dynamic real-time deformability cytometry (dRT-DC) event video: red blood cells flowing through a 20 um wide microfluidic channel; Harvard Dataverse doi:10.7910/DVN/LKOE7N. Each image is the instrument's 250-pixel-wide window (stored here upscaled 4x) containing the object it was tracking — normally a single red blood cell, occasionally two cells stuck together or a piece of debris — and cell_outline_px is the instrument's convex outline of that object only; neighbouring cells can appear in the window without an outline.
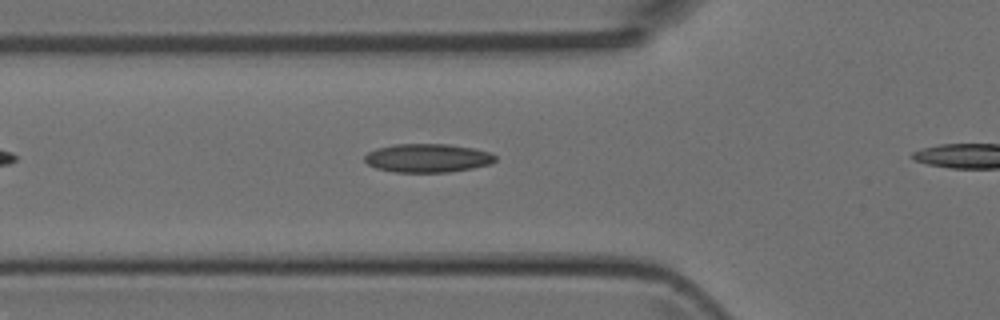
{"species": "Egyptian fruit bat (a non-hibernating species)", "species_latin": "Rousettus aegyptiacus", "temperature_condition": "room temperature", "stored_images_in_passage": 30, "camera_frame_rate_fps": 3000, "um_per_image_px": 0.085, "animal": {"sex": "female"}, "frame": {"image": 1, "passage_image": 7, "time_ms": 2.0, "image_size_px": [1000, 320], "cell_outline_px": [[496, 160], [492, 164], [472, 168], [448, 172], [396, 172], [376, 168], [368, 164], [364, 160], [364, 156], [368, 152], [376, 148], [396, 144], [448, 144], [472, 148], [488, 152], [496, 156]], "centroid_in_image_um": [36.34, 13.43], "position_along_channel_um": 89.5, "area_um2": 21.73}}
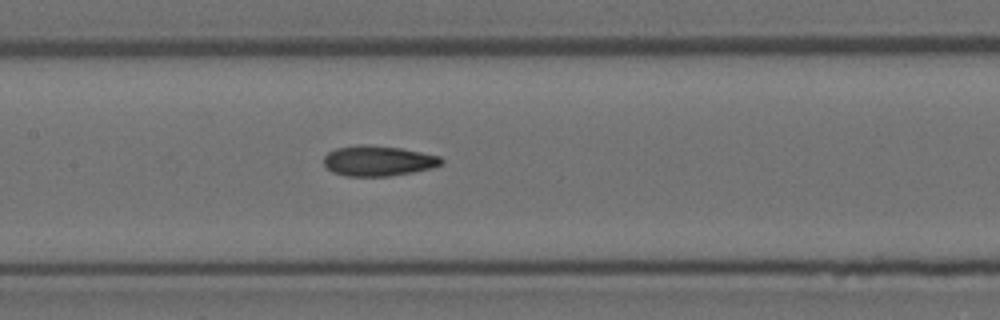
{"frame": {"image": 2, "passage_image": 13, "time_ms": 4.0, "image_size_px": [1000, 320], "cell_outline_px": [[444, 160], [440, 164], [432, 168], [412, 172], [388, 176], [344, 176], [332, 172], [324, 164], [324, 156], [328, 152], [336, 148], [360, 144], [368, 144], [400, 148], [440, 156]], "centroid_in_image_um": [32.12, 13.67], "position_along_channel_um": 175.3, "area_um2": 20.75}}
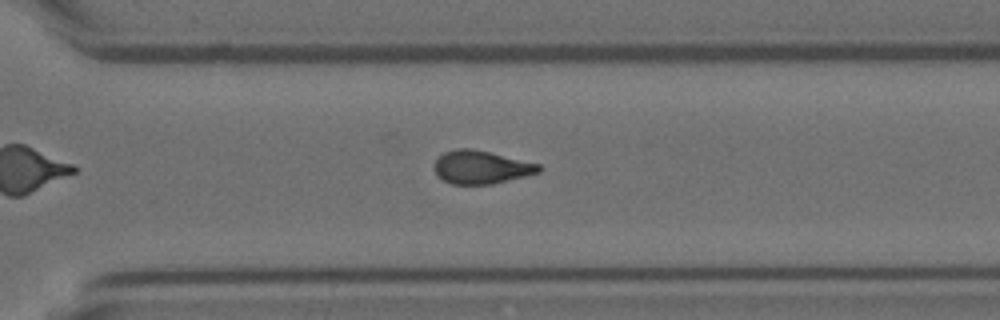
{"frame": {"image": 3, "passage_image": 24, "time_ms": 7.667, "image_size_px": [1000, 320], "cell_outline_px": [[544, 168], [540, 172], [492, 184], [452, 184], [436, 176], [432, 168], [432, 164], [444, 152], [456, 148], [472, 148], [540, 164]], "centroid_in_image_um": [40.86, 14.21], "position_along_channel_um": 329.7, "area_um2": 20.35}}